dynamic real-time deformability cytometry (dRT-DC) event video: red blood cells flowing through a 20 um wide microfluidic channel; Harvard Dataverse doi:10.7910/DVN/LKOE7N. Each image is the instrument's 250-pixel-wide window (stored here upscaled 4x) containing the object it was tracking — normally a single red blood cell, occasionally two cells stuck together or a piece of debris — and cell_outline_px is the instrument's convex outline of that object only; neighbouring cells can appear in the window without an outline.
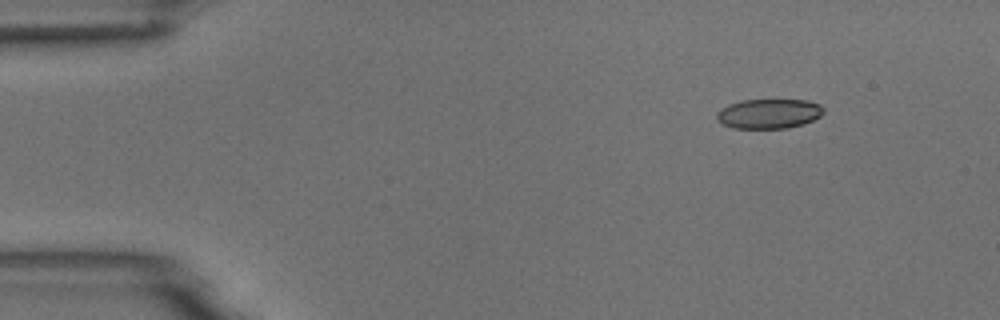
{"species": "common noctule bat (a hibernating species)", "species_latin": "Nyctalus noctula", "temperature_condition": "room temperature", "stored_images_in_passage": 5, "camera_frame_rate_fps": 3000, "um_per_image_px": 0.085, "animal": {"sex": "male", "body_mass_g": 18.8}, "frame": {"image": 1, "passage_image": 2, "time_ms": 0.333, "image_size_px": [1000, 320], "cell_outline_px": [[824, 112], [820, 116], [804, 124], [788, 128], [732, 128], [724, 124], [716, 116], [716, 112], [720, 108], [728, 104], [740, 100], [808, 100], [820, 104], [824, 108]], "centroid_in_image_um": [65.36, 9.65], "position_along_channel_um": 19.6, "area_um2": 18.55}}
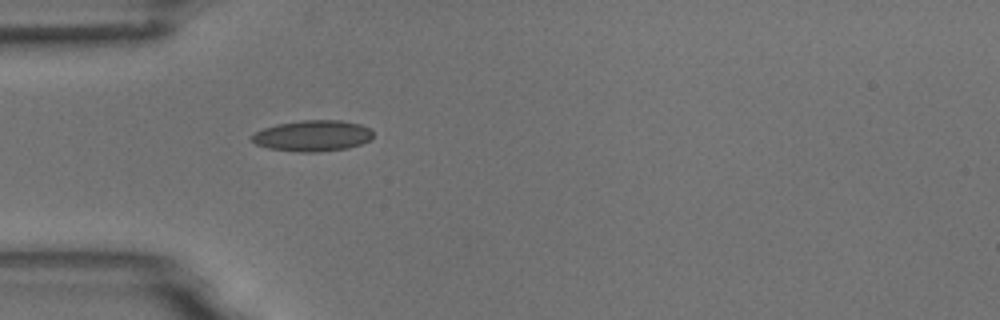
{"frame": {"image": 2, "passage_image": 5, "time_ms": 1.333, "image_size_px": [1000, 320], "cell_outline_px": [[372, 140], [348, 148], [316, 152], [300, 152], [268, 148], [256, 144], [252, 140], [252, 136], [256, 132], [264, 128], [276, 124], [300, 120], [340, 120], [360, 124], [368, 128], [372, 132]], "centroid_in_image_um": [26.58, 11.54], "position_along_channel_um": 58.4, "area_um2": 21.85}}